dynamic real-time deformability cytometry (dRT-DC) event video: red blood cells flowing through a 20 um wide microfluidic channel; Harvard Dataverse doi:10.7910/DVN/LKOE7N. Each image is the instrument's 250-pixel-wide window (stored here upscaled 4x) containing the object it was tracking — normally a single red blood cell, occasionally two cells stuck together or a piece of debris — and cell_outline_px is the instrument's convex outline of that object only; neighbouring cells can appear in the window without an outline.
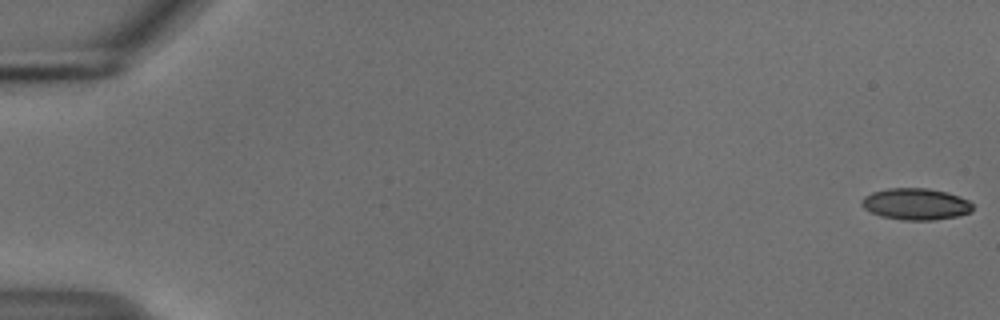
{"species": "common noctule bat (a hibernating species)", "species_latin": "Nyctalus noctula", "temperature_condition": "cold", "stored_images_in_passage": 55, "camera_frame_rate_fps": 3000, "um_per_image_px": 0.085, "animal": {"sex": "male", "body_mass_g": 18.8}, "frame": {"image": 1, "passage_image": 1, "time_ms": 0.0, "image_size_px": [1000, 320], "cell_outline_px": [[972, 212], [956, 216], [932, 220], [904, 220], [880, 216], [864, 208], [860, 204], [860, 200], [864, 196], [872, 192], [888, 188], [928, 188], [948, 192], [960, 196], [968, 200], [972, 204]], "centroid_in_image_um": [77.83, 17.33], "position_along_channel_um": 7.2, "area_um2": 20.52}}
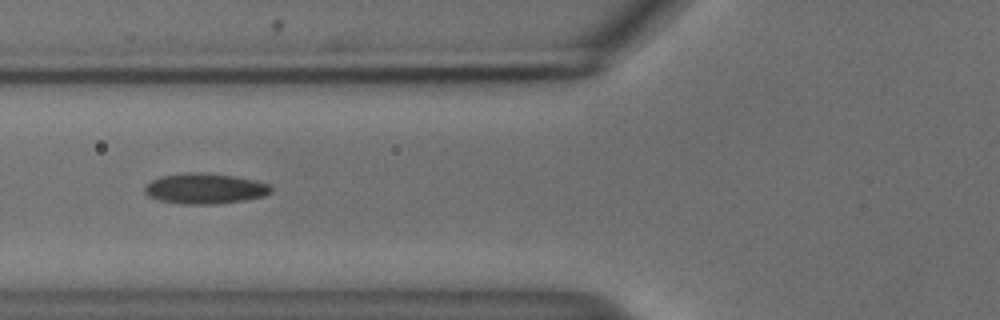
{"frame": {"image": 2, "passage_image": 22, "time_ms": 7.0, "image_size_px": [1000, 320], "cell_outline_px": [[272, 192], [264, 196], [244, 200], [212, 204], [184, 204], [160, 200], [148, 196], [144, 192], [144, 188], [152, 180], [160, 176], [188, 172], [204, 172], [236, 176], [256, 180], [268, 184], [272, 188]], "centroid_in_image_um": [17.43, 16.01], "position_along_channel_um": 108.4, "area_um2": 22.48}}
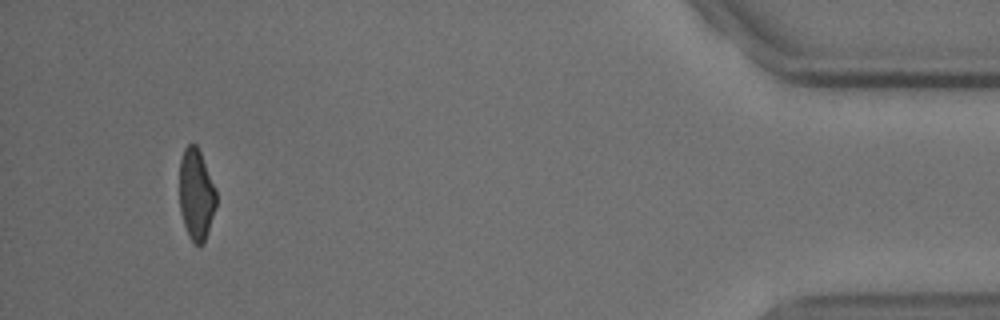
{"frame": {"image": 3, "passage_image": 52, "time_ms": 17.0, "image_size_px": [1000, 320], "cell_outline_px": [[216, 208], [204, 244], [192, 244], [188, 236], [180, 212], [180, 160], [184, 148], [188, 144], [196, 144], [200, 152], [216, 188]], "centroid_in_image_um": [16.68, 16.56], "position_along_channel_um": 418.5, "area_um2": 19.71}, "authors_computed_cell_mechanics": {"area_um2": 21.386, "velocity_mm_per_s": 3.7428, "shape_relaxation_time_tau1_ms": 5.4153, "shape_relaxation_time_tau2_ms": 1.7683, "deformation_change_tau1": 0.1309, "deformation_change_tau2": 0.083}}